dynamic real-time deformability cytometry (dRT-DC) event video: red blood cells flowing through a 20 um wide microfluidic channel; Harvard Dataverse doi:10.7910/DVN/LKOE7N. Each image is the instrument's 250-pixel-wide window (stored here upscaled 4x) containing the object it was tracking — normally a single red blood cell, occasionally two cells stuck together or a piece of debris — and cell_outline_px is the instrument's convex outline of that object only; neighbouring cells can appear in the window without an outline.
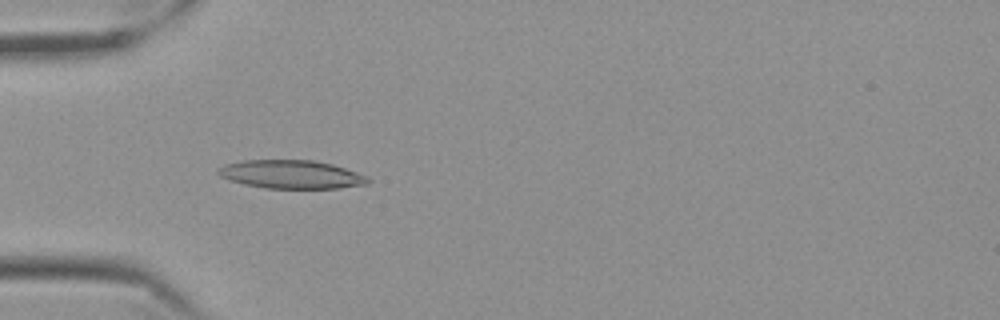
{"species": "Egyptian fruit bat (a non-hibernating species)", "species_latin": "Rousettus aegyptiacus", "temperature_condition": "cold", "stored_images_in_passage": 48, "camera_frame_rate_fps": 3000, "um_per_image_px": 0.085, "frame": {"image": 1, "passage_image": 8, "time_ms": 2.333, "image_size_px": [1000, 320], "cell_outline_px": [[372, 180], [368, 184], [340, 188], [264, 188], [244, 184], [228, 180], [220, 176], [216, 172], [216, 168], [224, 164], [244, 160], [312, 160], [332, 164], [368, 176]], "centroid_in_image_um": [24.74, 14.82], "position_along_channel_um": 60.3, "area_um2": 24.97}}
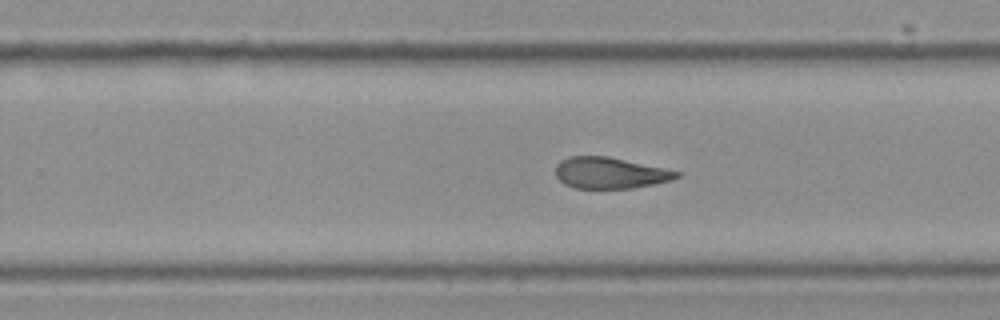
{"frame": {"image": 2, "passage_image": 27, "time_ms": 8.667, "image_size_px": [1000, 320], "cell_outline_px": [[680, 176], [672, 180], [632, 188], [576, 188], [564, 184], [556, 176], [556, 164], [560, 160], [568, 156], [608, 156], [664, 168], [680, 172]], "centroid_in_image_um": [51.82, 14.69], "position_along_channel_um": 278.0, "area_um2": 21.96}}
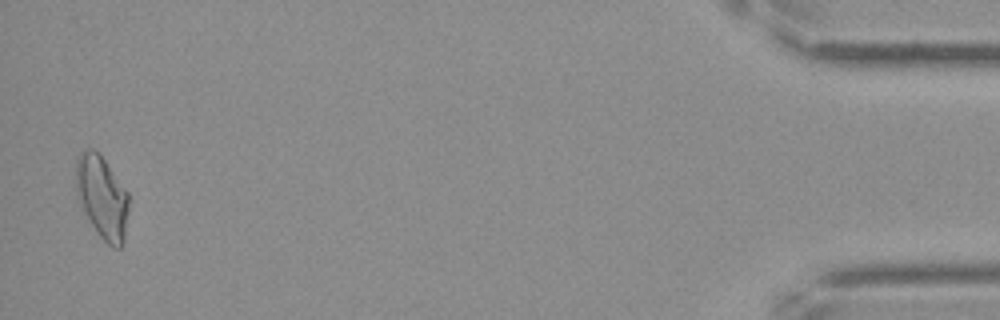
{"frame": {"image": 3, "passage_image": 47, "time_ms": 15.333, "image_size_px": [1000, 320], "cell_outline_px": [[128, 212], [124, 244], [120, 248], [112, 248], [100, 236], [92, 224], [76, 196], [76, 160], [80, 152], [88, 148], [92, 148], [104, 160], [128, 192]], "centroid_in_image_um": [8.68, 16.78], "position_along_channel_um": 426.5, "area_um2": 25.26}, "authors_computed_cell_mechanics": {"area_um2": 23.2356, "velocity_mm_per_s": 3.4915, "shape_relaxation_time_tau1_ms": null, "shape_relaxation_time_tau2_ms": 4.1755, "deformation_change_tau1": null, "deformation_change_tau2": 0.1115}}